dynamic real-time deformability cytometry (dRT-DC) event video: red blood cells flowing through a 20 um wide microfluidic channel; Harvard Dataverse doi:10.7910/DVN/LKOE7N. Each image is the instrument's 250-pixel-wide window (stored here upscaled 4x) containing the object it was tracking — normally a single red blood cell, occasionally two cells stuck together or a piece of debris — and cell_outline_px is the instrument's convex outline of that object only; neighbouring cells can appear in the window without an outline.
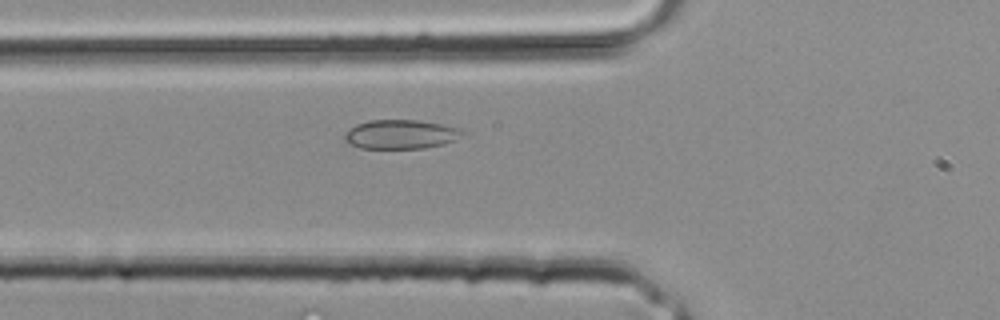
{"species": "common noctule bat (a hibernating species)", "species_latin": "Nyctalus noctula", "temperature_condition": "room temperature", "stored_images_in_passage": 9, "camera_frame_rate_fps": 3000, "um_per_image_px": 0.085, "animal": {"sex": "male", "body_mass_g": 20.4}, "frame": {"image": 1, "passage_image": 2, "time_ms": 0.333, "image_size_px": [1000, 320], "cell_outline_px": [[464, 132], [452, 140], [444, 144], [424, 148], [360, 148], [344, 140], [344, 132], [356, 124], [368, 120], [420, 120], [444, 124], [456, 128]], "centroid_in_image_um": [34.0, 11.4], "position_along_channel_um": 91.8, "area_um2": 19.83}}